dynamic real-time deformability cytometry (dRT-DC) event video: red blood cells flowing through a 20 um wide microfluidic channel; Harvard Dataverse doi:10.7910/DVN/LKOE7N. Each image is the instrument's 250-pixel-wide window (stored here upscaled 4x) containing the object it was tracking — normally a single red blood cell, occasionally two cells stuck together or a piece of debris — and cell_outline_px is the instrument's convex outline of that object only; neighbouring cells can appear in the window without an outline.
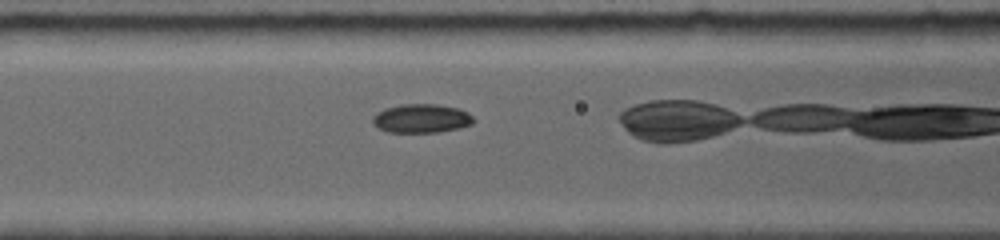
{"species": "common noctule bat (a hibernating species)", "species_latin": "Nyctalus noctula", "temperature_condition": "room temperature", "stored_images_in_passage": 27, "camera_frame_rate_fps": 5000, "um_per_image_px": 0.085, "animal": {"sex": "female", "body_mass_g": 19.0, "forearm_length_mm": 56.7}, "frame": {"image": 1, "passage_image": 5, "time_ms": 2.2, "image_size_px": [1000, 240], "cell_outline_px": [[476, 120], [472, 124], [460, 128], [436, 132], [388, 132], [372, 124], [372, 116], [376, 112], [384, 108], [400, 104], [436, 104], [460, 108], [468, 112]], "centroid_in_image_um": [35.82, 10.05], "position_along_channel_um": 130.8, "area_um2": 17.17}}